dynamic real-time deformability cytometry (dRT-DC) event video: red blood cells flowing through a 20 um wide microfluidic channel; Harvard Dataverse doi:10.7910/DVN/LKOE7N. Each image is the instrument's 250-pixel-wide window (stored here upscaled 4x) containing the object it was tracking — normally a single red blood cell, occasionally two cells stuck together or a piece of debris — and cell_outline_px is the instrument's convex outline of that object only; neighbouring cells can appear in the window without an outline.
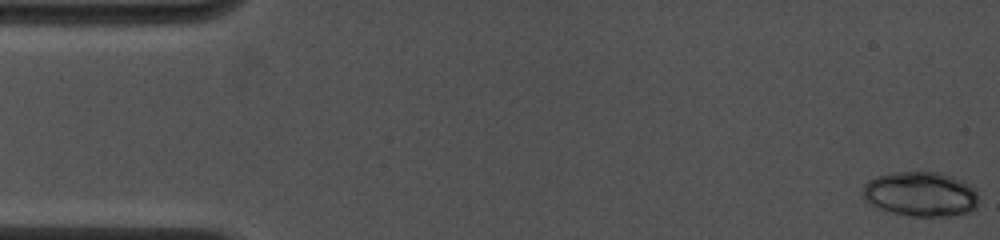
{"species": "common noctule bat (a hibernating species)", "species_latin": "Nyctalus noctula", "temperature_condition": "cold", "stored_images_in_passage": 14, "camera_frame_rate_fps": 4500, "um_per_image_px": 0.085, "animal": {"sex": "female", "body_mass_g": 19.0, "forearm_length_mm": 53.3}, "frame": {"image": 1, "passage_image": 1, "time_ms": 0.0, "image_size_px": [1000, 240], "cell_outline_px": [[976, 208], [972, 212], [952, 216], [912, 216], [892, 212], [880, 208], [872, 204], [860, 192], [864, 184], [868, 180], [876, 176], [892, 172], [940, 172], [964, 180], [972, 184], [976, 188]], "centroid_in_image_um": [78.29, 16.48], "position_along_channel_um": 6.7, "area_um2": 30.46}}